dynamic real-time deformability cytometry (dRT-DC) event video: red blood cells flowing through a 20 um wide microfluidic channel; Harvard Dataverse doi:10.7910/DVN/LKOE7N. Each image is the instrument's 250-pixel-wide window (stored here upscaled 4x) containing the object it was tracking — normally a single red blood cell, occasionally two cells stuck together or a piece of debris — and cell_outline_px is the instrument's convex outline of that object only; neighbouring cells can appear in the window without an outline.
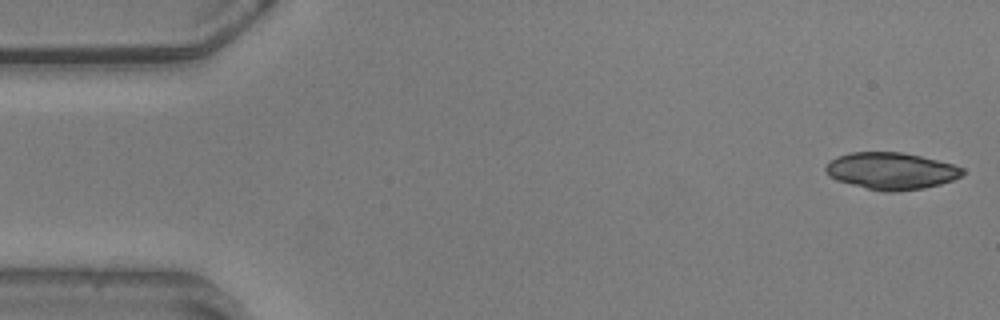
{"species": "common noctule bat (a hibernating species)", "species_latin": "Nyctalus noctula", "temperature_condition": "warm", "stored_images_in_passage": 54, "camera_frame_rate_fps": 3000, "um_per_image_px": 0.085, "animal": {"sex": "male", "body_mass_g": 20.5, "forearm_length_mm": 52.5}, "frame": {"image": 1, "passage_image": 1, "time_ms": 0.0, "image_size_px": [1000, 320], "cell_outline_px": [[964, 172], [960, 176], [952, 180], [940, 184], [924, 188], [896, 192], [884, 192], [836, 180], [824, 168], [836, 156], [852, 152], [900, 152], [920, 156], [952, 164], [964, 168]], "centroid_in_image_um": [75.77, 14.53], "position_along_channel_um": 9.2, "area_um2": 29.07}, "authors_computed_cell_mechanics": {"area_um2": 29.189, "velocity_mm_per_s": 3.5974, "shape_relaxation_time_tau1_ms": 3.3941, "shape_relaxation_time_tau2_ms": 2.1452, "deformation_change_tau1": 0.1301, "deformation_change_tau2": 0.1006}}